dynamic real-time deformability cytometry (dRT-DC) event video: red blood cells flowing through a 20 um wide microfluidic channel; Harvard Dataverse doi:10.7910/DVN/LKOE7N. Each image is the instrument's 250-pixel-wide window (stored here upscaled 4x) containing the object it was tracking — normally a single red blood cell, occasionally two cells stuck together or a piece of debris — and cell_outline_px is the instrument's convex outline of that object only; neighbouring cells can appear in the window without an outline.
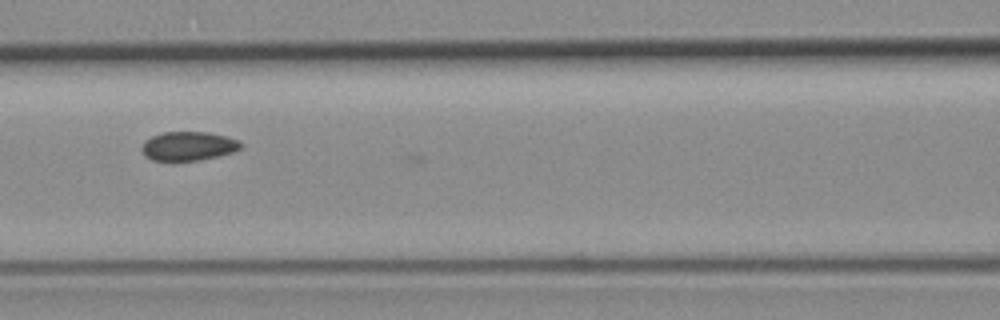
{"species": "common noctule bat (a hibernating species)", "species_latin": "Nyctalus noctula", "temperature_condition": "room temperature", "stored_images_in_passage": 7, "camera_frame_rate_fps": 3000, "um_per_image_px": 0.085, "animal": {"sex": "female", "body_mass_g": 19.3, "forearm_length_mm": 54.1}, "frame": {"image": 1, "passage_image": 5, "time_ms": 1.333, "image_size_px": [1000, 320], "cell_outline_px": [[244, 144], [240, 148], [232, 152], [216, 156], [196, 160], [152, 160], [144, 156], [140, 148], [144, 140], [152, 136], [164, 132], [208, 132], [240, 140]], "centroid_in_image_um": [15.98, 12.4], "position_along_channel_um": 150.6, "area_um2": 16.65}}